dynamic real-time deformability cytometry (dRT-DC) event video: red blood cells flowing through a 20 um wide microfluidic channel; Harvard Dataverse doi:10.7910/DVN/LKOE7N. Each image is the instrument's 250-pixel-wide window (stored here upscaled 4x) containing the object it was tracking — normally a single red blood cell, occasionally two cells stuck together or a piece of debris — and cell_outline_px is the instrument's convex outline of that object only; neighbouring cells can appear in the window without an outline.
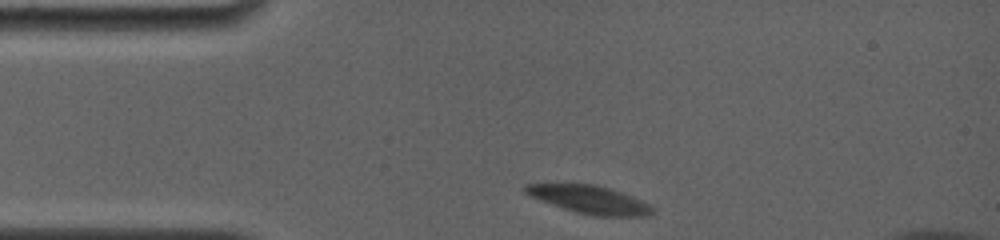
{"species": "common noctule bat (a hibernating species)", "species_latin": "Nyctalus noctula", "temperature_condition": "room temperature", "stored_images_in_passage": 21, "camera_frame_rate_fps": 4000, "um_per_image_px": 0.085, "animal": {"sex": "female", "body_mass_g": 19.0, "forearm_length_mm": 56.7}, "frame": {"image": 1, "passage_image": 1, "time_ms": 0.0, "image_size_px": [1000, 240], "cell_outline_px": [[656, 208], [648, 216], [596, 216], [576, 212], [540, 200], [524, 192], [524, 184], [596, 184], [632, 196]], "centroid_in_image_um": [50.13, 16.97], "position_along_channel_um": 34.9, "area_um2": 20.4}}
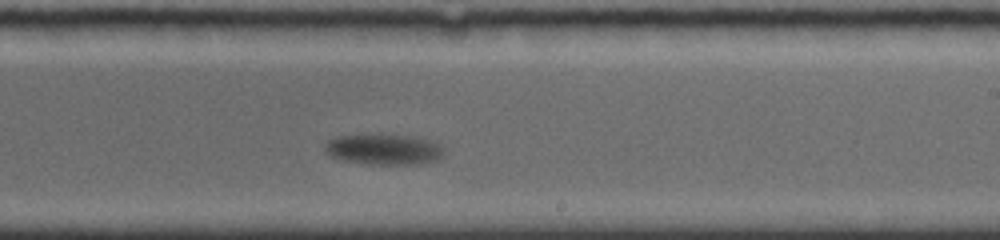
{"frame": {"image": 2, "passage_image": 13, "time_ms": 7.75, "image_size_px": [1000, 240], "cell_outline_px": [[444, 156], [436, 160], [416, 164], [368, 164], [344, 160], [332, 156], [324, 148], [324, 144], [328, 140], [336, 136], [416, 136], [440, 144], [444, 152]], "centroid_in_image_um": [32.66, 12.71], "position_along_channel_um": 256.3, "area_um2": 20.75}}
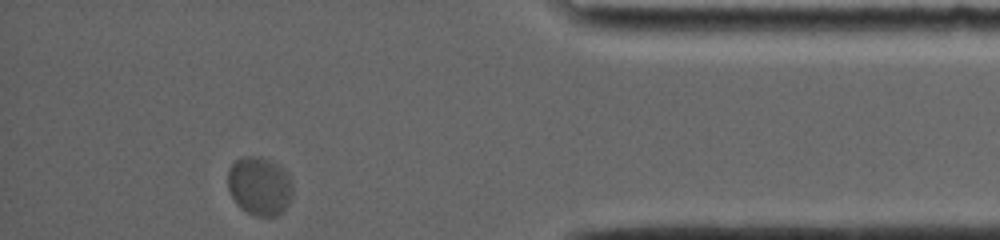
{"frame": {"image": 3, "passage_image": 21, "time_ms": 13.25, "image_size_px": [1000, 240], "cell_outline_px": [[292, 196], [288, 204], [276, 216], [256, 216], [240, 208], [236, 204], [228, 192], [228, 168], [240, 156], [260, 156], [280, 164], [288, 172], [292, 180]], "centroid_in_image_um": [22.06, 15.78], "position_along_channel_um": 413.1, "area_um2": 22.6}, "authors_computed_cell_mechanics": {"area_um2": 22.253, "velocity_mm_per_s": 3.2703, "shape_relaxation_time_tau1_ms": 2.4899, "shape_relaxation_time_tau2_ms": null, "deformation_change_tau1": 0.077, "deformation_change_tau2": null}}